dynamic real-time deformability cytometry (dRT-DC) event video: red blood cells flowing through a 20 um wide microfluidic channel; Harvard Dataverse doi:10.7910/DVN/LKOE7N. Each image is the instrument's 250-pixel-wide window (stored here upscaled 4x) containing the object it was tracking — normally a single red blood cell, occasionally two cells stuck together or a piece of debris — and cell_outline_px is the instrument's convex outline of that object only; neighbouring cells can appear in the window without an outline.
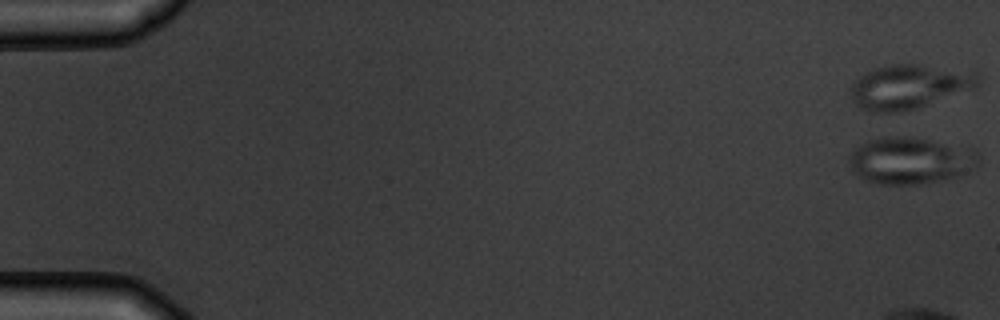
{"species": "common noctule bat (a hibernating species)", "species_latin": "Nyctalus noctula", "temperature_condition": "warm", "stored_images_in_passage": 6, "camera_frame_rate_fps": 3000, "um_per_image_px": 0.085, "animal": {"sex": "male", "body_mass_g": 19.5, "forearm_length_mm": 54.6}, "frame": {"image": 1, "passage_image": 1, "time_ms": 0.0, "image_size_px": [1000, 320], "cell_outline_px": [[980, 164], [976, 168], [956, 176], [924, 184], [876, 184], [860, 176], [852, 168], [848, 160], [848, 156], [860, 144], [868, 140], [884, 136], [892, 136], [928, 140], [972, 148], [980, 152]], "centroid_in_image_um": [77.43, 13.65], "position_along_channel_um": 7.6, "area_um2": 35.2}}